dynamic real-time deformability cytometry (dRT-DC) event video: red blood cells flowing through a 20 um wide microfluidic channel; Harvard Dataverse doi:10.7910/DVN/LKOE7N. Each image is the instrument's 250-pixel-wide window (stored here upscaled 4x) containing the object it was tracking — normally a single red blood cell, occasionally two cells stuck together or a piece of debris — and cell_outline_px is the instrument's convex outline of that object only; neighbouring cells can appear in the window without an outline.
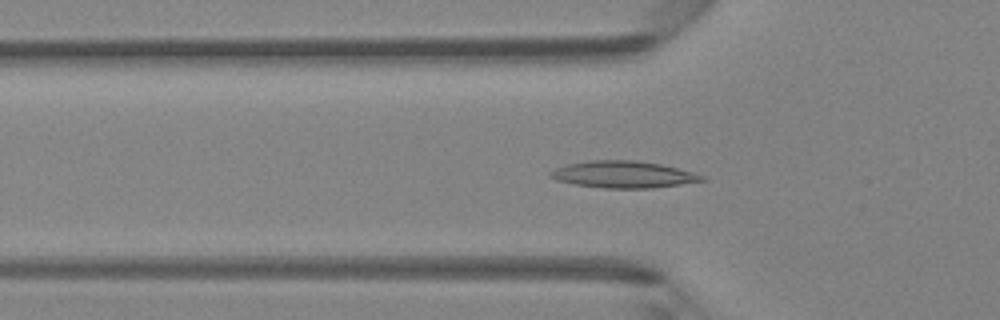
{"species": "Egyptian fruit bat (a non-hibernating species)", "species_latin": "Rousettus aegyptiacus", "temperature_condition": "room temperature", "stored_images_in_passage": 46, "camera_frame_rate_fps": 3000, "um_per_image_px": 0.085, "animal": {"sex": "female"}, "frame": {"image": 1, "passage_image": 13, "time_ms": 4.0, "image_size_px": [1000, 320], "cell_outline_px": [[708, 180], [652, 188], [604, 188], [576, 184], [556, 180], [548, 176], [548, 172], [556, 168], [568, 164], [592, 160], [636, 160], [660, 164], [692, 172], [704, 176]], "centroid_in_image_um": [52.97, 14.83], "position_along_channel_um": 72.8, "area_um2": 23.52}}
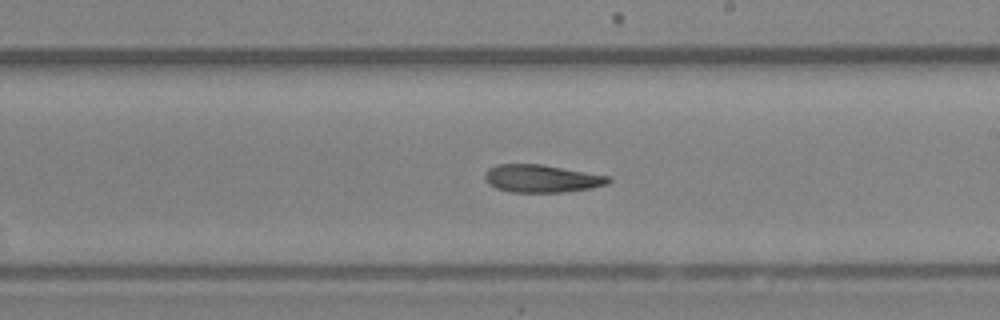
{"frame": {"image": 2, "passage_image": 25, "time_ms": 8.0, "image_size_px": [1000, 320], "cell_outline_px": [[612, 180], [608, 184], [592, 188], [560, 192], [512, 192], [496, 188], [488, 184], [484, 176], [484, 172], [488, 168], [496, 164], [540, 164], [612, 176]], "centroid_in_image_um": [46.05, 15.17], "position_along_channel_um": 243.0, "area_um2": 20.11}}
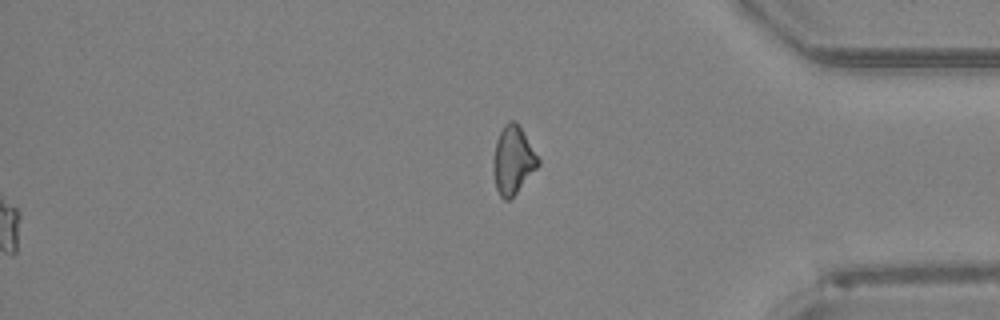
{"frame": {"image": 3, "passage_image": 46, "time_ms": 15.0, "image_size_px": [1000, 320], "cell_outline_px": [[540, 164], [516, 192], [508, 200], [504, 200], [500, 196], [496, 188], [492, 168], [492, 164], [496, 140], [504, 124], [508, 120], [512, 120], [520, 128], [540, 160]], "centroid_in_image_um": [43.57, 13.62], "position_along_channel_um": 391.6, "area_um2": 17.4}}